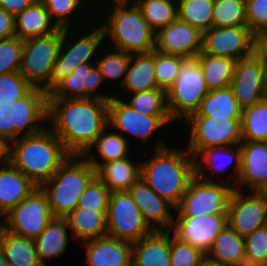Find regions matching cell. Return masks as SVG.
Wrapping results in <instances>:
<instances>
[{
    "instance_id": "33",
    "label": "cell",
    "mask_w": 267,
    "mask_h": 266,
    "mask_svg": "<svg viewBox=\"0 0 267 266\" xmlns=\"http://www.w3.org/2000/svg\"><path fill=\"white\" fill-rule=\"evenodd\" d=\"M107 211L76 207L65 219L74 240L80 244L107 236Z\"/></svg>"
},
{
    "instance_id": "37",
    "label": "cell",
    "mask_w": 267,
    "mask_h": 266,
    "mask_svg": "<svg viewBox=\"0 0 267 266\" xmlns=\"http://www.w3.org/2000/svg\"><path fill=\"white\" fill-rule=\"evenodd\" d=\"M196 58L200 63L209 91L230 86L234 74L235 60L201 52Z\"/></svg>"
},
{
    "instance_id": "60",
    "label": "cell",
    "mask_w": 267,
    "mask_h": 266,
    "mask_svg": "<svg viewBox=\"0 0 267 266\" xmlns=\"http://www.w3.org/2000/svg\"><path fill=\"white\" fill-rule=\"evenodd\" d=\"M1 218H0V233H1V230H2V228H3V221H1V220H3L2 218V216H0Z\"/></svg>"
},
{
    "instance_id": "34",
    "label": "cell",
    "mask_w": 267,
    "mask_h": 266,
    "mask_svg": "<svg viewBox=\"0 0 267 266\" xmlns=\"http://www.w3.org/2000/svg\"><path fill=\"white\" fill-rule=\"evenodd\" d=\"M130 56V53L111 48L107 45H104L99 51L95 64L99 68L106 87H109L113 94L122 87Z\"/></svg>"
},
{
    "instance_id": "61",
    "label": "cell",
    "mask_w": 267,
    "mask_h": 266,
    "mask_svg": "<svg viewBox=\"0 0 267 266\" xmlns=\"http://www.w3.org/2000/svg\"><path fill=\"white\" fill-rule=\"evenodd\" d=\"M163 1L178 2V0H163Z\"/></svg>"
},
{
    "instance_id": "38",
    "label": "cell",
    "mask_w": 267,
    "mask_h": 266,
    "mask_svg": "<svg viewBox=\"0 0 267 266\" xmlns=\"http://www.w3.org/2000/svg\"><path fill=\"white\" fill-rule=\"evenodd\" d=\"M245 254L244 237L231 229L228 225L219 233L206 253L212 260L227 266H233Z\"/></svg>"
},
{
    "instance_id": "1",
    "label": "cell",
    "mask_w": 267,
    "mask_h": 266,
    "mask_svg": "<svg viewBox=\"0 0 267 266\" xmlns=\"http://www.w3.org/2000/svg\"><path fill=\"white\" fill-rule=\"evenodd\" d=\"M108 102L48 98L47 126L71 155H83L108 126Z\"/></svg>"
},
{
    "instance_id": "4",
    "label": "cell",
    "mask_w": 267,
    "mask_h": 266,
    "mask_svg": "<svg viewBox=\"0 0 267 266\" xmlns=\"http://www.w3.org/2000/svg\"><path fill=\"white\" fill-rule=\"evenodd\" d=\"M70 155L48 126L9 144V162L37 187L48 181Z\"/></svg>"
},
{
    "instance_id": "22",
    "label": "cell",
    "mask_w": 267,
    "mask_h": 266,
    "mask_svg": "<svg viewBox=\"0 0 267 266\" xmlns=\"http://www.w3.org/2000/svg\"><path fill=\"white\" fill-rule=\"evenodd\" d=\"M203 32L177 19L156 33L155 50L194 58L202 51Z\"/></svg>"
},
{
    "instance_id": "45",
    "label": "cell",
    "mask_w": 267,
    "mask_h": 266,
    "mask_svg": "<svg viewBox=\"0 0 267 266\" xmlns=\"http://www.w3.org/2000/svg\"><path fill=\"white\" fill-rule=\"evenodd\" d=\"M33 88L19 72L0 75V105L21 99Z\"/></svg>"
},
{
    "instance_id": "6",
    "label": "cell",
    "mask_w": 267,
    "mask_h": 266,
    "mask_svg": "<svg viewBox=\"0 0 267 266\" xmlns=\"http://www.w3.org/2000/svg\"><path fill=\"white\" fill-rule=\"evenodd\" d=\"M174 123L170 116H149L137 112L123 99L116 96H113L108 102V125L116 132H119L130 144L138 140L141 146L147 145V142L156 137L154 139L155 142L152 144L153 146H149L151 150L168 147L172 142L164 141L166 135L164 133L170 131L164 129L171 127L169 126L171 124L174 128ZM161 133L164 135H161ZM156 134L160 136H156ZM132 138L133 142L130 141Z\"/></svg>"
},
{
    "instance_id": "16",
    "label": "cell",
    "mask_w": 267,
    "mask_h": 266,
    "mask_svg": "<svg viewBox=\"0 0 267 266\" xmlns=\"http://www.w3.org/2000/svg\"><path fill=\"white\" fill-rule=\"evenodd\" d=\"M106 88L95 62H86L77 66L69 76L60 81L48 93V98H97L109 101L114 94Z\"/></svg>"
},
{
    "instance_id": "8",
    "label": "cell",
    "mask_w": 267,
    "mask_h": 266,
    "mask_svg": "<svg viewBox=\"0 0 267 266\" xmlns=\"http://www.w3.org/2000/svg\"><path fill=\"white\" fill-rule=\"evenodd\" d=\"M48 93L33 88L11 104L0 105V137L8 144L19 137L40 132L47 126Z\"/></svg>"
},
{
    "instance_id": "17",
    "label": "cell",
    "mask_w": 267,
    "mask_h": 266,
    "mask_svg": "<svg viewBox=\"0 0 267 266\" xmlns=\"http://www.w3.org/2000/svg\"><path fill=\"white\" fill-rule=\"evenodd\" d=\"M227 224L242 237L266 226V195L234 189L228 205Z\"/></svg>"
},
{
    "instance_id": "13",
    "label": "cell",
    "mask_w": 267,
    "mask_h": 266,
    "mask_svg": "<svg viewBox=\"0 0 267 266\" xmlns=\"http://www.w3.org/2000/svg\"><path fill=\"white\" fill-rule=\"evenodd\" d=\"M53 218L47 196L37 187L4 215L2 221L7 231L35 240Z\"/></svg>"
},
{
    "instance_id": "25",
    "label": "cell",
    "mask_w": 267,
    "mask_h": 266,
    "mask_svg": "<svg viewBox=\"0 0 267 266\" xmlns=\"http://www.w3.org/2000/svg\"><path fill=\"white\" fill-rule=\"evenodd\" d=\"M131 147L134 146L108 125L82 156L97 170L103 163L137 154L139 150Z\"/></svg>"
},
{
    "instance_id": "21",
    "label": "cell",
    "mask_w": 267,
    "mask_h": 266,
    "mask_svg": "<svg viewBox=\"0 0 267 266\" xmlns=\"http://www.w3.org/2000/svg\"><path fill=\"white\" fill-rule=\"evenodd\" d=\"M127 192L153 231H171L174 224L173 213L176 211L172 204L159 197L141 177Z\"/></svg>"
},
{
    "instance_id": "9",
    "label": "cell",
    "mask_w": 267,
    "mask_h": 266,
    "mask_svg": "<svg viewBox=\"0 0 267 266\" xmlns=\"http://www.w3.org/2000/svg\"><path fill=\"white\" fill-rule=\"evenodd\" d=\"M208 91L199 61L196 57L186 58L175 82L166 91L167 110L172 121L179 122L181 128L180 123L198 110Z\"/></svg>"
},
{
    "instance_id": "23",
    "label": "cell",
    "mask_w": 267,
    "mask_h": 266,
    "mask_svg": "<svg viewBox=\"0 0 267 266\" xmlns=\"http://www.w3.org/2000/svg\"><path fill=\"white\" fill-rule=\"evenodd\" d=\"M240 149L241 172L234 189L263 192L267 188V142L242 141Z\"/></svg>"
},
{
    "instance_id": "29",
    "label": "cell",
    "mask_w": 267,
    "mask_h": 266,
    "mask_svg": "<svg viewBox=\"0 0 267 266\" xmlns=\"http://www.w3.org/2000/svg\"><path fill=\"white\" fill-rule=\"evenodd\" d=\"M37 186L9 161L0 165V216L6 215Z\"/></svg>"
},
{
    "instance_id": "43",
    "label": "cell",
    "mask_w": 267,
    "mask_h": 266,
    "mask_svg": "<svg viewBox=\"0 0 267 266\" xmlns=\"http://www.w3.org/2000/svg\"><path fill=\"white\" fill-rule=\"evenodd\" d=\"M246 0H214L212 27L247 25Z\"/></svg>"
},
{
    "instance_id": "46",
    "label": "cell",
    "mask_w": 267,
    "mask_h": 266,
    "mask_svg": "<svg viewBox=\"0 0 267 266\" xmlns=\"http://www.w3.org/2000/svg\"><path fill=\"white\" fill-rule=\"evenodd\" d=\"M110 194L108 187L96 176L81 194L78 207L86 210L107 211Z\"/></svg>"
},
{
    "instance_id": "58",
    "label": "cell",
    "mask_w": 267,
    "mask_h": 266,
    "mask_svg": "<svg viewBox=\"0 0 267 266\" xmlns=\"http://www.w3.org/2000/svg\"><path fill=\"white\" fill-rule=\"evenodd\" d=\"M0 266H8L7 262L4 259L1 249H0Z\"/></svg>"
},
{
    "instance_id": "41",
    "label": "cell",
    "mask_w": 267,
    "mask_h": 266,
    "mask_svg": "<svg viewBox=\"0 0 267 266\" xmlns=\"http://www.w3.org/2000/svg\"><path fill=\"white\" fill-rule=\"evenodd\" d=\"M214 0H178V19L202 32L212 27Z\"/></svg>"
},
{
    "instance_id": "54",
    "label": "cell",
    "mask_w": 267,
    "mask_h": 266,
    "mask_svg": "<svg viewBox=\"0 0 267 266\" xmlns=\"http://www.w3.org/2000/svg\"><path fill=\"white\" fill-rule=\"evenodd\" d=\"M134 0H87V3L90 7V9L96 13L98 12L102 7L113 4V3H124V2H132Z\"/></svg>"
},
{
    "instance_id": "59",
    "label": "cell",
    "mask_w": 267,
    "mask_h": 266,
    "mask_svg": "<svg viewBox=\"0 0 267 266\" xmlns=\"http://www.w3.org/2000/svg\"><path fill=\"white\" fill-rule=\"evenodd\" d=\"M265 88L267 94V62H265Z\"/></svg>"
},
{
    "instance_id": "62",
    "label": "cell",
    "mask_w": 267,
    "mask_h": 266,
    "mask_svg": "<svg viewBox=\"0 0 267 266\" xmlns=\"http://www.w3.org/2000/svg\"><path fill=\"white\" fill-rule=\"evenodd\" d=\"M263 193L266 195L267 198V188L263 191Z\"/></svg>"
},
{
    "instance_id": "55",
    "label": "cell",
    "mask_w": 267,
    "mask_h": 266,
    "mask_svg": "<svg viewBox=\"0 0 267 266\" xmlns=\"http://www.w3.org/2000/svg\"><path fill=\"white\" fill-rule=\"evenodd\" d=\"M233 266H266L261 261H258L251 256L244 254Z\"/></svg>"
},
{
    "instance_id": "27",
    "label": "cell",
    "mask_w": 267,
    "mask_h": 266,
    "mask_svg": "<svg viewBox=\"0 0 267 266\" xmlns=\"http://www.w3.org/2000/svg\"><path fill=\"white\" fill-rule=\"evenodd\" d=\"M58 28L72 29L90 25L95 13L87 0H40Z\"/></svg>"
},
{
    "instance_id": "51",
    "label": "cell",
    "mask_w": 267,
    "mask_h": 266,
    "mask_svg": "<svg viewBox=\"0 0 267 266\" xmlns=\"http://www.w3.org/2000/svg\"><path fill=\"white\" fill-rule=\"evenodd\" d=\"M16 37L15 16L0 7V39Z\"/></svg>"
},
{
    "instance_id": "30",
    "label": "cell",
    "mask_w": 267,
    "mask_h": 266,
    "mask_svg": "<svg viewBox=\"0 0 267 266\" xmlns=\"http://www.w3.org/2000/svg\"><path fill=\"white\" fill-rule=\"evenodd\" d=\"M128 156L103 163L97 170V178L113 192H127L140 178L141 159ZM134 159V160H133ZM138 159V160H137Z\"/></svg>"
},
{
    "instance_id": "26",
    "label": "cell",
    "mask_w": 267,
    "mask_h": 266,
    "mask_svg": "<svg viewBox=\"0 0 267 266\" xmlns=\"http://www.w3.org/2000/svg\"><path fill=\"white\" fill-rule=\"evenodd\" d=\"M154 68L155 49L149 53L131 54L122 87L114 96L123 99L126 95L135 92L159 88L156 84Z\"/></svg>"
},
{
    "instance_id": "36",
    "label": "cell",
    "mask_w": 267,
    "mask_h": 266,
    "mask_svg": "<svg viewBox=\"0 0 267 266\" xmlns=\"http://www.w3.org/2000/svg\"><path fill=\"white\" fill-rule=\"evenodd\" d=\"M190 116L242 118V108L239 106L232 88L228 86L208 91L198 110Z\"/></svg>"
},
{
    "instance_id": "56",
    "label": "cell",
    "mask_w": 267,
    "mask_h": 266,
    "mask_svg": "<svg viewBox=\"0 0 267 266\" xmlns=\"http://www.w3.org/2000/svg\"><path fill=\"white\" fill-rule=\"evenodd\" d=\"M9 161V144L0 137V165Z\"/></svg>"
},
{
    "instance_id": "48",
    "label": "cell",
    "mask_w": 267,
    "mask_h": 266,
    "mask_svg": "<svg viewBox=\"0 0 267 266\" xmlns=\"http://www.w3.org/2000/svg\"><path fill=\"white\" fill-rule=\"evenodd\" d=\"M205 255L200 249L179 241L170 231L171 266H198Z\"/></svg>"
},
{
    "instance_id": "18",
    "label": "cell",
    "mask_w": 267,
    "mask_h": 266,
    "mask_svg": "<svg viewBox=\"0 0 267 266\" xmlns=\"http://www.w3.org/2000/svg\"><path fill=\"white\" fill-rule=\"evenodd\" d=\"M201 53L235 61L253 54V33L247 25L211 27L203 32Z\"/></svg>"
},
{
    "instance_id": "44",
    "label": "cell",
    "mask_w": 267,
    "mask_h": 266,
    "mask_svg": "<svg viewBox=\"0 0 267 266\" xmlns=\"http://www.w3.org/2000/svg\"><path fill=\"white\" fill-rule=\"evenodd\" d=\"M185 59L179 55L165 54L155 50V79L159 88L168 90L178 77L181 64Z\"/></svg>"
},
{
    "instance_id": "12",
    "label": "cell",
    "mask_w": 267,
    "mask_h": 266,
    "mask_svg": "<svg viewBox=\"0 0 267 266\" xmlns=\"http://www.w3.org/2000/svg\"><path fill=\"white\" fill-rule=\"evenodd\" d=\"M234 188L222 182H206L196 175L189 181L174 216L227 215Z\"/></svg>"
},
{
    "instance_id": "31",
    "label": "cell",
    "mask_w": 267,
    "mask_h": 266,
    "mask_svg": "<svg viewBox=\"0 0 267 266\" xmlns=\"http://www.w3.org/2000/svg\"><path fill=\"white\" fill-rule=\"evenodd\" d=\"M69 238L73 237L67 220L65 218H53L48 226L35 239L39 263L42 266H48L46 264L47 261L61 258L67 251L70 242Z\"/></svg>"
},
{
    "instance_id": "24",
    "label": "cell",
    "mask_w": 267,
    "mask_h": 266,
    "mask_svg": "<svg viewBox=\"0 0 267 266\" xmlns=\"http://www.w3.org/2000/svg\"><path fill=\"white\" fill-rule=\"evenodd\" d=\"M87 266H132V243L110 236L81 243Z\"/></svg>"
},
{
    "instance_id": "20",
    "label": "cell",
    "mask_w": 267,
    "mask_h": 266,
    "mask_svg": "<svg viewBox=\"0 0 267 266\" xmlns=\"http://www.w3.org/2000/svg\"><path fill=\"white\" fill-rule=\"evenodd\" d=\"M227 225V215L174 216L171 232L179 241L206 254Z\"/></svg>"
},
{
    "instance_id": "14",
    "label": "cell",
    "mask_w": 267,
    "mask_h": 266,
    "mask_svg": "<svg viewBox=\"0 0 267 266\" xmlns=\"http://www.w3.org/2000/svg\"><path fill=\"white\" fill-rule=\"evenodd\" d=\"M106 216L107 236L134 243L153 232L128 192L110 194Z\"/></svg>"
},
{
    "instance_id": "53",
    "label": "cell",
    "mask_w": 267,
    "mask_h": 266,
    "mask_svg": "<svg viewBox=\"0 0 267 266\" xmlns=\"http://www.w3.org/2000/svg\"><path fill=\"white\" fill-rule=\"evenodd\" d=\"M34 1L35 0H0V7L13 16H16Z\"/></svg>"
},
{
    "instance_id": "3",
    "label": "cell",
    "mask_w": 267,
    "mask_h": 266,
    "mask_svg": "<svg viewBox=\"0 0 267 266\" xmlns=\"http://www.w3.org/2000/svg\"><path fill=\"white\" fill-rule=\"evenodd\" d=\"M104 31L105 45L130 54L149 53L156 46V32L134 1L113 3L95 13Z\"/></svg>"
},
{
    "instance_id": "57",
    "label": "cell",
    "mask_w": 267,
    "mask_h": 266,
    "mask_svg": "<svg viewBox=\"0 0 267 266\" xmlns=\"http://www.w3.org/2000/svg\"><path fill=\"white\" fill-rule=\"evenodd\" d=\"M198 266H227L224 265L218 261L212 260L211 258H209L207 255H205L200 263L198 264Z\"/></svg>"
},
{
    "instance_id": "5",
    "label": "cell",
    "mask_w": 267,
    "mask_h": 266,
    "mask_svg": "<svg viewBox=\"0 0 267 266\" xmlns=\"http://www.w3.org/2000/svg\"><path fill=\"white\" fill-rule=\"evenodd\" d=\"M96 177V169L82 156L70 155L40 189L47 196L54 218H65L77 206L81 194Z\"/></svg>"
},
{
    "instance_id": "35",
    "label": "cell",
    "mask_w": 267,
    "mask_h": 266,
    "mask_svg": "<svg viewBox=\"0 0 267 266\" xmlns=\"http://www.w3.org/2000/svg\"><path fill=\"white\" fill-rule=\"evenodd\" d=\"M0 249L8 266H42L37 258L34 239L13 234L2 228Z\"/></svg>"
},
{
    "instance_id": "32",
    "label": "cell",
    "mask_w": 267,
    "mask_h": 266,
    "mask_svg": "<svg viewBox=\"0 0 267 266\" xmlns=\"http://www.w3.org/2000/svg\"><path fill=\"white\" fill-rule=\"evenodd\" d=\"M58 29L40 0L15 16V34L23 41L52 34Z\"/></svg>"
},
{
    "instance_id": "40",
    "label": "cell",
    "mask_w": 267,
    "mask_h": 266,
    "mask_svg": "<svg viewBox=\"0 0 267 266\" xmlns=\"http://www.w3.org/2000/svg\"><path fill=\"white\" fill-rule=\"evenodd\" d=\"M134 2L156 33L178 19V2L163 0H134Z\"/></svg>"
},
{
    "instance_id": "49",
    "label": "cell",
    "mask_w": 267,
    "mask_h": 266,
    "mask_svg": "<svg viewBox=\"0 0 267 266\" xmlns=\"http://www.w3.org/2000/svg\"><path fill=\"white\" fill-rule=\"evenodd\" d=\"M245 254L267 266V225L244 237Z\"/></svg>"
},
{
    "instance_id": "10",
    "label": "cell",
    "mask_w": 267,
    "mask_h": 266,
    "mask_svg": "<svg viewBox=\"0 0 267 266\" xmlns=\"http://www.w3.org/2000/svg\"><path fill=\"white\" fill-rule=\"evenodd\" d=\"M183 123L187 127L183 128L187 135L185 147L193 157L203 149L242 142L241 118L189 116Z\"/></svg>"
},
{
    "instance_id": "50",
    "label": "cell",
    "mask_w": 267,
    "mask_h": 266,
    "mask_svg": "<svg viewBox=\"0 0 267 266\" xmlns=\"http://www.w3.org/2000/svg\"><path fill=\"white\" fill-rule=\"evenodd\" d=\"M247 26L254 34L267 28V0H246Z\"/></svg>"
},
{
    "instance_id": "7",
    "label": "cell",
    "mask_w": 267,
    "mask_h": 266,
    "mask_svg": "<svg viewBox=\"0 0 267 266\" xmlns=\"http://www.w3.org/2000/svg\"><path fill=\"white\" fill-rule=\"evenodd\" d=\"M104 45V31L95 20L85 27L63 29V40L51 74L50 91L80 64L95 62Z\"/></svg>"
},
{
    "instance_id": "39",
    "label": "cell",
    "mask_w": 267,
    "mask_h": 266,
    "mask_svg": "<svg viewBox=\"0 0 267 266\" xmlns=\"http://www.w3.org/2000/svg\"><path fill=\"white\" fill-rule=\"evenodd\" d=\"M241 135L242 141L267 142V96L242 109Z\"/></svg>"
},
{
    "instance_id": "15",
    "label": "cell",
    "mask_w": 267,
    "mask_h": 266,
    "mask_svg": "<svg viewBox=\"0 0 267 266\" xmlns=\"http://www.w3.org/2000/svg\"><path fill=\"white\" fill-rule=\"evenodd\" d=\"M194 167L200 180L222 182L235 188L241 172L240 144L203 149L194 157Z\"/></svg>"
},
{
    "instance_id": "42",
    "label": "cell",
    "mask_w": 267,
    "mask_h": 266,
    "mask_svg": "<svg viewBox=\"0 0 267 266\" xmlns=\"http://www.w3.org/2000/svg\"><path fill=\"white\" fill-rule=\"evenodd\" d=\"M123 100L135 111L149 116H169L166 91L161 88L126 95Z\"/></svg>"
},
{
    "instance_id": "19",
    "label": "cell",
    "mask_w": 267,
    "mask_h": 266,
    "mask_svg": "<svg viewBox=\"0 0 267 266\" xmlns=\"http://www.w3.org/2000/svg\"><path fill=\"white\" fill-rule=\"evenodd\" d=\"M230 87L242 109L264 99L267 96L265 62L254 54L236 61Z\"/></svg>"
},
{
    "instance_id": "28",
    "label": "cell",
    "mask_w": 267,
    "mask_h": 266,
    "mask_svg": "<svg viewBox=\"0 0 267 266\" xmlns=\"http://www.w3.org/2000/svg\"><path fill=\"white\" fill-rule=\"evenodd\" d=\"M132 266H171L170 231H153L132 243Z\"/></svg>"
},
{
    "instance_id": "52",
    "label": "cell",
    "mask_w": 267,
    "mask_h": 266,
    "mask_svg": "<svg viewBox=\"0 0 267 266\" xmlns=\"http://www.w3.org/2000/svg\"><path fill=\"white\" fill-rule=\"evenodd\" d=\"M253 54L267 62V28L253 34Z\"/></svg>"
},
{
    "instance_id": "2",
    "label": "cell",
    "mask_w": 267,
    "mask_h": 266,
    "mask_svg": "<svg viewBox=\"0 0 267 266\" xmlns=\"http://www.w3.org/2000/svg\"><path fill=\"white\" fill-rule=\"evenodd\" d=\"M174 143L162 149L143 152L146 153L143 156H149L147 160H141L140 177L159 197L176 208L189 181L195 176V167L194 157L186 147H178Z\"/></svg>"
},
{
    "instance_id": "11",
    "label": "cell",
    "mask_w": 267,
    "mask_h": 266,
    "mask_svg": "<svg viewBox=\"0 0 267 266\" xmlns=\"http://www.w3.org/2000/svg\"><path fill=\"white\" fill-rule=\"evenodd\" d=\"M63 40V29L23 41L19 73L34 87L50 92L53 65Z\"/></svg>"
},
{
    "instance_id": "47",
    "label": "cell",
    "mask_w": 267,
    "mask_h": 266,
    "mask_svg": "<svg viewBox=\"0 0 267 266\" xmlns=\"http://www.w3.org/2000/svg\"><path fill=\"white\" fill-rule=\"evenodd\" d=\"M23 52V40L18 37L0 39V75L19 72Z\"/></svg>"
}]
</instances>
